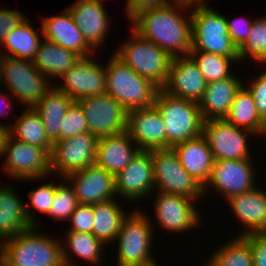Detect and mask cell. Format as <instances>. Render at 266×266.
Wrapping results in <instances>:
<instances>
[{
  "label": "cell",
  "instance_id": "6da1fadb",
  "mask_svg": "<svg viewBox=\"0 0 266 266\" xmlns=\"http://www.w3.org/2000/svg\"><path fill=\"white\" fill-rule=\"evenodd\" d=\"M187 8L190 7L171 3L145 10L131 21L132 29L166 51L172 58L187 56L191 51L192 41L191 14L189 19L182 18L181 12L177 11H185Z\"/></svg>",
  "mask_w": 266,
  "mask_h": 266
},
{
  "label": "cell",
  "instance_id": "f1b7e54d",
  "mask_svg": "<svg viewBox=\"0 0 266 266\" xmlns=\"http://www.w3.org/2000/svg\"><path fill=\"white\" fill-rule=\"evenodd\" d=\"M74 100L54 86L33 109L43 123L49 141L54 144L60 140V125Z\"/></svg>",
  "mask_w": 266,
  "mask_h": 266
},
{
  "label": "cell",
  "instance_id": "836d02e7",
  "mask_svg": "<svg viewBox=\"0 0 266 266\" xmlns=\"http://www.w3.org/2000/svg\"><path fill=\"white\" fill-rule=\"evenodd\" d=\"M67 246L63 247L62 245V259L64 266H74L71 263L73 260L69 258L70 252L68 253L66 248L71 250V253L76 254L79 258L86 260L89 263H98L102 259V248L104 244L96 238L92 233H83V232H67L66 236ZM66 247V248H65ZM71 259V260H70ZM101 259V260H100Z\"/></svg>",
  "mask_w": 266,
  "mask_h": 266
},
{
  "label": "cell",
  "instance_id": "e0dca14e",
  "mask_svg": "<svg viewBox=\"0 0 266 266\" xmlns=\"http://www.w3.org/2000/svg\"><path fill=\"white\" fill-rule=\"evenodd\" d=\"M127 133L140 150L166 149V129L153 105L127 112Z\"/></svg>",
  "mask_w": 266,
  "mask_h": 266
},
{
  "label": "cell",
  "instance_id": "7bdbcfd3",
  "mask_svg": "<svg viewBox=\"0 0 266 266\" xmlns=\"http://www.w3.org/2000/svg\"><path fill=\"white\" fill-rule=\"evenodd\" d=\"M21 12L17 10L1 9L0 10V44L3 43L7 35L18 28L22 22L26 19Z\"/></svg>",
  "mask_w": 266,
  "mask_h": 266
},
{
  "label": "cell",
  "instance_id": "8992f818",
  "mask_svg": "<svg viewBox=\"0 0 266 266\" xmlns=\"http://www.w3.org/2000/svg\"><path fill=\"white\" fill-rule=\"evenodd\" d=\"M132 36L131 42L122 44L114 54L135 73L162 89L169 77L172 57L133 29Z\"/></svg>",
  "mask_w": 266,
  "mask_h": 266
},
{
  "label": "cell",
  "instance_id": "3957f363",
  "mask_svg": "<svg viewBox=\"0 0 266 266\" xmlns=\"http://www.w3.org/2000/svg\"><path fill=\"white\" fill-rule=\"evenodd\" d=\"M153 105L165 124L166 148H173L202 134L204 120L198 103L172 96L159 89Z\"/></svg>",
  "mask_w": 266,
  "mask_h": 266
},
{
  "label": "cell",
  "instance_id": "8d00e7d4",
  "mask_svg": "<svg viewBox=\"0 0 266 266\" xmlns=\"http://www.w3.org/2000/svg\"><path fill=\"white\" fill-rule=\"evenodd\" d=\"M238 53L240 61L248 59L250 55L260 63L266 62V17L253 21L250 34L238 48Z\"/></svg>",
  "mask_w": 266,
  "mask_h": 266
},
{
  "label": "cell",
  "instance_id": "681fc988",
  "mask_svg": "<svg viewBox=\"0 0 266 266\" xmlns=\"http://www.w3.org/2000/svg\"><path fill=\"white\" fill-rule=\"evenodd\" d=\"M127 266H159L157 265L156 261H154V258L148 261H145L143 263H136V264H131Z\"/></svg>",
  "mask_w": 266,
  "mask_h": 266
},
{
  "label": "cell",
  "instance_id": "4dcf8cb0",
  "mask_svg": "<svg viewBox=\"0 0 266 266\" xmlns=\"http://www.w3.org/2000/svg\"><path fill=\"white\" fill-rule=\"evenodd\" d=\"M94 225L92 234L105 246L116 240L122 222L127 216L114 199L93 204Z\"/></svg>",
  "mask_w": 266,
  "mask_h": 266
},
{
  "label": "cell",
  "instance_id": "44dd1931",
  "mask_svg": "<svg viewBox=\"0 0 266 266\" xmlns=\"http://www.w3.org/2000/svg\"><path fill=\"white\" fill-rule=\"evenodd\" d=\"M101 1L77 0L67 8L75 24L93 49L102 46L109 26L108 14H106L107 12H105Z\"/></svg>",
  "mask_w": 266,
  "mask_h": 266
},
{
  "label": "cell",
  "instance_id": "bcb514c9",
  "mask_svg": "<svg viewBox=\"0 0 266 266\" xmlns=\"http://www.w3.org/2000/svg\"><path fill=\"white\" fill-rule=\"evenodd\" d=\"M171 0H128L127 16L131 21L141 12L171 4Z\"/></svg>",
  "mask_w": 266,
  "mask_h": 266
},
{
  "label": "cell",
  "instance_id": "4fadbf2b",
  "mask_svg": "<svg viewBox=\"0 0 266 266\" xmlns=\"http://www.w3.org/2000/svg\"><path fill=\"white\" fill-rule=\"evenodd\" d=\"M97 142L95 135L85 132L54 143L50 154L52 173L57 171L59 178H65L95 164Z\"/></svg>",
  "mask_w": 266,
  "mask_h": 266
},
{
  "label": "cell",
  "instance_id": "ab89813d",
  "mask_svg": "<svg viewBox=\"0 0 266 266\" xmlns=\"http://www.w3.org/2000/svg\"><path fill=\"white\" fill-rule=\"evenodd\" d=\"M71 227L68 232L92 233L94 225L93 205L78 204L70 217Z\"/></svg>",
  "mask_w": 266,
  "mask_h": 266
},
{
  "label": "cell",
  "instance_id": "484cf974",
  "mask_svg": "<svg viewBox=\"0 0 266 266\" xmlns=\"http://www.w3.org/2000/svg\"><path fill=\"white\" fill-rule=\"evenodd\" d=\"M180 164L203 186L209 181L214 165L213 154L201 134L173 147Z\"/></svg>",
  "mask_w": 266,
  "mask_h": 266
},
{
  "label": "cell",
  "instance_id": "b9f144b4",
  "mask_svg": "<svg viewBox=\"0 0 266 266\" xmlns=\"http://www.w3.org/2000/svg\"><path fill=\"white\" fill-rule=\"evenodd\" d=\"M248 85V90L254 98L257 111L266 122V69L262 75L252 80Z\"/></svg>",
  "mask_w": 266,
  "mask_h": 266
},
{
  "label": "cell",
  "instance_id": "4316f807",
  "mask_svg": "<svg viewBox=\"0 0 266 266\" xmlns=\"http://www.w3.org/2000/svg\"><path fill=\"white\" fill-rule=\"evenodd\" d=\"M227 202L237 218L248 227L246 232H242L239 236L257 232L266 233V192L254 188L230 197Z\"/></svg>",
  "mask_w": 266,
  "mask_h": 266
},
{
  "label": "cell",
  "instance_id": "ee69618b",
  "mask_svg": "<svg viewBox=\"0 0 266 266\" xmlns=\"http://www.w3.org/2000/svg\"><path fill=\"white\" fill-rule=\"evenodd\" d=\"M229 20L226 17L228 35L231 37L232 42L239 48L248 38L250 34L253 21L250 22L248 19L241 20Z\"/></svg>",
  "mask_w": 266,
  "mask_h": 266
},
{
  "label": "cell",
  "instance_id": "ac0fdd59",
  "mask_svg": "<svg viewBox=\"0 0 266 266\" xmlns=\"http://www.w3.org/2000/svg\"><path fill=\"white\" fill-rule=\"evenodd\" d=\"M252 165L250 159L215 161L210 179L204 186V194L209 189L207 188L209 184L218 189L226 200L254 189L255 175Z\"/></svg>",
  "mask_w": 266,
  "mask_h": 266
},
{
  "label": "cell",
  "instance_id": "f546056e",
  "mask_svg": "<svg viewBox=\"0 0 266 266\" xmlns=\"http://www.w3.org/2000/svg\"><path fill=\"white\" fill-rule=\"evenodd\" d=\"M225 120L253 134L266 135V122L260 117L254 98L248 88H245V85H242L235 94Z\"/></svg>",
  "mask_w": 266,
  "mask_h": 266
},
{
  "label": "cell",
  "instance_id": "30bf717a",
  "mask_svg": "<svg viewBox=\"0 0 266 266\" xmlns=\"http://www.w3.org/2000/svg\"><path fill=\"white\" fill-rule=\"evenodd\" d=\"M141 211H133L127 215L116 236L118 240V266H127L151 260L150 247L153 239V228Z\"/></svg>",
  "mask_w": 266,
  "mask_h": 266
},
{
  "label": "cell",
  "instance_id": "603a6c76",
  "mask_svg": "<svg viewBox=\"0 0 266 266\" xmlns=\"http://www.w3.org/2000/svg\"><path fill=\"white\" fill-rule=\"evenodd\" d=\"M9 185L0 187V240L38 226L31 211ZM32 214V215H31Z\"/></svg>",
  "mask_w": 266,
  "mask_h": 266
},
{
  "label": "cell",
  "instance_id": "5b68a950",
  "mask_svg": "<svg viewBox=\"0 0 266 266\" xmlns=\"http://www.w3.org/2000/svg\"><path fill=\"white\" fill-rule=\"evenodd\" d=\"M191 51H203L239 60L238 48L228 35L226 17L210 6L193 7Z\"/></svg>",
  "mask_w": 266,
  "mask_h": 266
},
{
  "label": "cell",
  "instance_id": "7a4b0ae2",
  "mask_svg": "<svg viewBox=\"0 0 266 266\" xmlns=\"http://www.w3.org/2000/svg\"><path fill=\"white\" fill-rule=\"evenodd\" d=\"M36 228L0 242V266H64L61 242Z\"/></svg>",
  "mask_w": 266,
  "mask_h": 266
},
{
  "label": "cell",
  "instance_id": "e575fe53",
  "mask_svg": "<svg viewBox=\"0 0 266 266\" xmlns=\"http://www.w3.org/2000/svg\"><path fill=\"white\" fill-rule=\"evenodd\" d=\"M206 266H253L250 241L238 236L215 251Z\"/></svg>",
  "mask_w": 266,
  "mask_h": 266
},
{
  "label": "cell",
  "instance_id": "5bb4252c",
  "mask_svg": "<svg viewBox=\"0 0 266 266\" xmlns=\"http://www.w3.org/2000/svg\"><path fill=\"white\" fill-rule=\"evenodd\" d=\"M56 88L74 101L106 93V68L90 57L81 58L62 77Z\"/></svg>",
  "mask_w": 266,
  "mask_h": 266
},
{
  "label": "cell",
  "instance_id": "1f68e13d",
  "mask_svg": "<svg viewBox=\"0 0 266 266\" xmlns=\"http://www.w3.org/2000/svg\"><path fill=\"white\" fill-rule=\"evenodd\" d=\"M26 109L16 123L9 127L8 133L19 141L43 148L51 154L53 144L48 139L40 116L33 107Z\"/></svg>",
  "mask_w": 266,
  "mask_h": 266
},
{
  "label": "cell",
  "instance_id": "7dc6e473",
  "mask_svg": "<svg viewBox=\"0 0 266 266\" xmlns=\"http://www.w3.org/2000/svg\"><path fill=\"white\" fill-rule=\"evenodd\" d=\"M171 2L173 4H179V5L190 7V9H192L193 6L196 7V6L206 5L204 0H172Z\"/></svg>",
  "mask_w": 266,
  "mask_h": 266
},
{
  "label": "cell",
  "instance_id": "2e32d148",
  "mask_svg": "<svg viewBox=\"0 0 266 266\" xmlns=\"http://www.w3.org/2000/svg\"><path fill=\"white\" fill-rule=\"evenodd\" d=\"M63 180H68L74 189L79 204H97L115 199L114 175L96 164L74 171Z\"/></svg>",
  "mask_w": 266,
  "mask_h": 266
},
{
  "label": "cell",
  "instance_id": "d6986e66",
  "mask_svg": "<svg viewBox=\"0 0 266 266\" xmlns=\"http://www.w3.org/2000/svg\"><path fill=\"white\" fill-rule=\"evenodd\" d=\"M155 201L156 219L165 230L184 232L199 226V211L192 203L194 200L178 194L158 191ZM192 201V202H191Z\"/></svg>",
  "mask_w": 266,
  "mask_h": 266
},
{
  "label": "cell",
  "instance_id": "7402d4cb",
  "mask_svg": "<svg viewBox=\"0 0 266 266\" xmlns=\"http://www.w3.org/2000/svg\"><path fill=\"white\" fill-rule=\"evenodd\" d=\"M65 10L58 16L47 17L42 20V34L45 39L76 52L82 58L89 57L91 51L94 53L93 48L75 24L69 10L67 8Z\"/></svg>",
  "mask_w": 266,
  "mask_h": 266
},
{
  "label": "cell",
  "instance_id": "d590c367",
  "mask_svg": "<svg viewBox=\"0 0 266 266\" xmlns=\"http://www.w3.org/2000/svg\"><path fill=\"white\" fill-rule=\"evenodd\" d=\"M189 56L194 60L206 83L232 75L229 71V64L235 60L231 57L203 51H190Z\"/></svg>",
  "mask_w": 266,
  "mask_h": 266
},
{
  "label": "cell",
  "instance_id": "d6a6232c",
  "mask_svg": "<svg viewBox=\"0 0 266 266\" xmlns=\"http://www.w3.org/2000/svg\"><path fill=\"white\" fill-rule=\"evenodd\" d=\"M41 42L37 32L30 25L28 18H26L18 28H15L7 35L2 43L9 51V54L0 52V55L33 61Z\"/></svg>",
  "mask_w": 266,
  "mask_h": 266
},
{
  "label": "cell",
  "instance_id": "f907efd6",
  "mask_svg": "<svg viewBox=\"0 0 266 266\" xmlns=\"http://www.w3.org/2000/svg\"><path fill=\"white\" fill-rule=\"evenodd\" d=\"M0 86H1V85H0ZM1 97H2V96H1V92H0V99H1ZM3 97H4V98H2V99L6 100V102H5L4 100L1 99V100L3 101L1 104L5 103L4 105H5L6 107L9 108L10 105H11V102H12V101H10V99L7 98L6 95H3ZM5 98H6V99H5ZM1 100H0V101H1ZM7 104H9V105H7ZM1 106H2V105H1ZM1 106H0V107H1ZM6 107H5V108H6ZM2 108H3V107H2ZM2 108H1V109H2ZM5 108H4V109H5ZM3 112H4V111L0 110V114H5V113H7V112H5V113H3Z\"/></svg>",
  "mask_w": 266,
  "mask_h": 266
},
{
  "label": "cell",
  "instance_id": "9a60e30c",
  "mask_svg": "<svg viewBox=\"0 0 266 266\" xmlns=\"http://www.w3.org/2000/svg\"><path fill=\"white\" fill-rule=\"evenodd\" d=\"M115 192L126 200H138L155 188L151 150H140L130 163L114 176Z\"/></svg>",
  "mask_w": 266,
  "mask_h": 266
},
{
  "label": "cell",
  "instance_id": "ba28073f",
  "mask_svg": "<svg viewBox=\"0 0 266 266\" xmlns=\"http://www.w3.org/2000/svg\"><path fill=\"white\" fill-rule=\"evenodd\" d=\"M151 158L157 191L183 195L193 200L204 195V186L184 170L173 148L151 150Z\"/></svg>",
  "mask_w": 266,
  "mask_h": 266
},
{
  "label": "cell",
  "instance_id": "f35d334b",
  "mask_svg": "<svg viewBox=\"0 0 266 266\" xmlns=\"http://www.w3.org/2000/svg\"><path fill=\"white\" fill-rule=\"evenodd\" d=\"M88 132V126L81 105L74 101L63 116L60 125V139Z\"/></svg>",
  "mask_w": 266,
  "mask_h": 266
},
{
  "label": "cell",
  "instance_id": "277c9868",
  "mask_svg": "<svg viewBox=\"0 0 266 266\" xmlns=\"http://www.w3.org/2000/svg\"><path fill=\"white\" fill-rule=\"evenodd\" d=\"M106 68V93L129 112L153 106L159 88L141 77L115 54Z\"/></svg>",
  "mask_w": 266,
  "mask_h": 266
},
{
  "label": "cell",
  "instance_id": "83f0119b",
  "mask_svg": "<svg viewBox=\"0 0 266 266\" xmlns=\"http://www.w3.org/2000/svg\"><path fill=\"white\" fill-rule=\"evenodd\" d=\"M82 57L47 39L40 43L35 58L32 61L36 68L47 77L61 78L71 67H74Z\"/></svg>",
  "mask_w": 266,
  "mask_h": 266
},
{
  "label": "cell",
  "instance_id": "74e56055",
  "mask_svg": "<svg viewBox=\"0 0 266 266\" xmlns=\"http://www.w3.org/2000/svg\"><path fill=\"white\" fill-rule=\"evenodd\" d=\"M78 204L71 185H65L64 183L55 185V196L48 215L59 220L70 219Z\"/></svg>",
  "mask_w": 266,
  "mask_h": 266
},
{
  "label": "cell",
  "instance_id": "60d3db41",
  "mask_svg": "<svg viewBox=\"0 0 266 266\" xmlns=\"http://www.w3.org/2000/svg\"><path fill=\"white\" fill-rule=\"evenodd\" d=\"M53 182L41 185L38 189L28 193L30 206L40 213H45V215H48L55 196V184Z\"/></svg>",
  "mask_w": 266,
  "mask_h": 266
},
{
  "label": "cell",
  "instance_id": "52a82bcc",
  "mask_svg": "<svg viewBox=\"0 0 266 266\" xmlns=\"http://www.w3.org/2000/svg\"><path fill=\"white\" fill-rule=\"evenodd\" d=\"M46 77L32 61L0 55V83L6 82L12 98L28 108L34 107L53 88Z\"/></svg>",
  "mask_w": 266,
  "mask_h": 266
},
{
  "label": "cell",
  "instance_id": "ffe728a7",
  "mask_svg": "<svg viewBox=\"0 0 266 266\" xmlns=\"http://www.w3.org/2000/svg\"><path fill=\"white\" fill-rule=\"evenodd\" d=\"M206 85L194 60L187 55L172 58L169 77L162 89L172 96L199 103Z\"/></svg>",
  "mask_w": 266,
  "mask_h": 266
},
{
  "label": "cell",
  "instance_id": "8fae6325",
  "mask_svg": "<svg viewBox=\"0 0 266 266\" xmlns=\"http://www.w3.org/2000/svg\"><path fill=\"white\" fill-rule=\"evenodd\" d=\"M84 112L88 132L97 138L127 131V111L107 93L77 101Z\"/></svg>",
  "mask_w": 266,
  "mask_h": 266
},
{
  "label": "cell",
  "instance_id": "cb8c5ba5",
  "mask_svg": "<svg viewBox=\"0 0 266 266\" xmlns=\"http://www.w3.org/2000/svg\"><path fill=\"white\" fill-rule=\"evenodd\" d=\"M132 142L127 131L98 138L95 164L115 176L140 151Z\"/></svg>",
  "mask_w": 266,
  "mask_h": 266
},
{
  "label": "cell",
  "instance_id": "d4e9b609",
  "mask_svg": "<svg viewBox=\"0 0 266 266\" xmlns=\"http://www.w3.org/2000/svg\"><path fill=\"white\" fill-rule=\"evenodd\" d=\"M242 84V80L233 74L225 79L207 83L202 100L198 103L203 120L225 119Z\"/></svg>",
  "mask_w": 266,
  "mask_h": 266
},
{
  "label": "cell",
  "instance_id": "f6af8a7d",
  "mask_svg": "<svg viewBox=\"0 0 266 266\" xmlns=\"http://www.w3.org/2000/svg\"><path fill=\"white\" fill-rule=\"evenodd\" d=\"M246 237L250 241L253 266H266V233L257 232Z\"/></svg>",
  "mask_w": 266,
  "mask_h": 266
},
{
  "label": "cell",
  "instance_id": "9c48e42d",
  "mask_svg": "<svg viewBox=\"0 0 266 266\" xmlns=\"http://www.w3.org/2000/svg\"><path fill=\"white\" fill-rule=\"evenodd\" d=\"M6 153V154H5ZM5 172L21 180L41 179L52 173L50 153L38 146L19 141L7 134L4 141Z\"/></svg>",
  "mask_w": 266,
  "mask_h": 266
},
{
  "label": "cell",
  "instance_id": "7c38bea8",
  "mask_svg": "<svg viewBox=\"0 0 266 266\" xmlns=\"http://www.w3.org/2000/svg\"><path fill=\"white\" fill-rule=\"evenodd\" d=\"M252 132L238 128L225 119L203 121L202 135L217 160L250 159L246 136Z\"/></svg>",
  "mask_w": 266,
  "mask_h": 266
},
{
  "label": "cell",
  "instance_id": "c3c4849f",
  "mask_svg": "<svg viewBox=\"0 0 266 266\" xmlns=\"http://www.w3.org/2000/svg\"><path fill=\"white\" fill-rule=\"evenodd\" d=\"M9 127L1 124L0 122V156L3 155L4 141L8 134Z\"/></svg>",
  "mask_w": 266,
  "mask_h": 266
}]
</instances>
